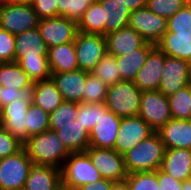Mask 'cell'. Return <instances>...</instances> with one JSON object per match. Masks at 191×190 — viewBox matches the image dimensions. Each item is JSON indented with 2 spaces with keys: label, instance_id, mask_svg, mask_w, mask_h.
Instances as JSON below:
<instances>
[{
  "label": "cell",
  "instance_id": "obj_1",
  "mask_svg": "<svg viewBox=\"0 0 191 190\" xmlns=\"http://www.w3.org/2000/svg\"><path fill=\"white\" fill-rule=\"evenodd\" d=\"M23 148L34 165L52 166L59 169L71 154L57 132L51 129L30 136L23 143Z\"/></svg>",
  "mask_w": 191,
  "mask_h": 190
},
{
  "label": "cell",
  "instance_id": "obj_2",
  "mask_svg": "<svg viewBox=\"0 0 191 190\" xmlns=\"http://www.w3.org/2000/svg\"><path fill=\"white\" fill-rule=\"evenodd\" d=\"M165 150L166 148L156 132L141 141L133 149L123 154L128 175L137 172H153L160 169Z\"/></svg>",
  "mask_w": 191,
  "mask_h": 190
},
{
  "label": "cell",
  "instance_id": "obj_3",
  "mask_svg": "<svg viewBox=\"0 0 191 190\" xmlns=\"http://www.w3.org/2000/svg\"><path fill=\"white\" fill-rule=\"evenodd\" d=\"M63 190L79 187L103 179L86 152L71 153L61 168Z\"/></svg>",
  "mask_w": 191,
  "mask_h": 190
},
{
  "label": "cell",
  "instance_id": "obj_4",
  "mask_svg": "<svg viewBox=\"0 0 191 190\" xmlns=\"http://www.w3.org/2000/svg\"><path fill=\"white\" fill-rule=\"evenodd\" d=\"M142 91L133 81L122 80L107 88L105 105L118 117L137 116L140 109Z\"/></svg>",
  "mask_w": 191,
  "mask_h": 190
},
{
  "label": "cell",
  "instance_id": "obj_5",
  "mask_svg": "<svg viewBox=\"0 0 191 190\" xmlns=\"http://www.w3.org/2000/svg\"><path fill=\"white\" fill-rule=\"evenodd\" d=\"M33 166L24 148L4 159H0V190L24 188Z\"/></svg>",
  "mask_w": 191,
  "mask_h": 190
},
{
  "label": "cell",
  "instance_id": "obj_6",
  "mask_svg": "<svg viewBox=\"0 0 191 190\" xmlns=\"http://www.w3.org/2000/svg\"><path fill=\"white\" fill-rule=\"evenodd\" d=\"M39 18L31 4L3 3L0 5V27L18 35L38 27Z\"/></svg>",
  "mask_w": 191,
  "mask_h": 190
},
{
  "label": "cell",
  "instance_id": "obj_7",
  "mask_svg": "<svg viewBox=\"0 0 191 190\" xmlns=\"http://www.w3.org/2000/svg\"><path fill=\"white\" fill-rule=\"evenodd\" d=\"M74 47L79 69L89 73L107 54L106 38L100 34L78 31L74 40Z\"/></svg>",
  "mask_w": 191,
  "mask_h": 190
},
{
  "label": "cell",
  "instance_id": "obj_8",
  "mask_svg": "<svg viewBox=\"0 0 191 190\" xmlns=\"http://www.w3.org/2000/svg\"><path fill=\"white\" fill-rule=\"evenodd\" d=\"M138 116L157 131L172 119L168 97L159 90L143 91Z\"/></svg>",
  "mask_w": 191,
  "mask_h": 190
},
{
  "label": "cell",
  "instance_id": "obj_9",
  "mask_svg": "<svg viewBox=\"0 0 191 190\" xmlns=\"http://www.w3.org/2000/svg\"><path fill=\"white\" fill-rule=\"evenodd\" d=\"M85 152L89 155L93 166L99 171L102 178L114 182L127 178L128 173L123 155L115 149L89 147Z\"/></svg>",
  "mask_w": 191,
  "mask_h": 190
},
{
  "label": "cell",
  "instance_id": "obj_10",
  "mask_svg": "<svg viewBox=\"0 0 191 190\" xmlns=\"http://www.w3.org/2000/svg\"><path fill=\"white\" fill-rule=\"evenodd\" d=\"M156 131L138 115L121 119L114 149L121 155L133 149Z\"/></svg>",
  "mask_w": 191,
  "mask_h": 190
},
{
  "label": "cell",
  "instance_id": "obj_11",
  "mask_svg": "<svg viewBox=\"0 0 191 190\" xmlns=\"http://www.w3.org/2000/svg\"><path fill=\"white\" fill-rule=\"evenodd\" d=\"M128 26L147 42L157 44L167 32V19L153 13L148 7L131 11Z\"/></svg>",
  "mask_w": 191,
  "mask_h": 190
},
{
  "label": "cell",
  "instance_id": "obj_12",
  "mask_svg": "<svg viewBox=\"0 0 191 190\" xmlns=\"http://www.w3.org/2000/svg\"><path fill=\"white\" fill-rule=\"evenodd\" d=\"M38 28L48 48L74 42L78 33L77 22L63 16L39 19Z\"/></svg>",
  "mask_w": 191,
  "mask_h": 190
},
{
  "label": "cell",
  "instance_id": "obj_13",
  "mask_svg": "<svg viewBox=\"0 0 191 190\" xmlns=\"http://www.w3.org/2000/svg\"><path fill=\"white\" fill-rule=\"evenodd\" d=\"M159 91L167 97L191 84V62L166 55Z\"/></svg>",
  "mask_w": 191,
  "mask_h": 190
},
{
  "label": "cell",
  "instance_id": "obj_14",
  "mask_svg": "<svg viewBox=\"0 0 191 190\" xmlns=\"http://www.w3.org/2000/svg\"><path fill=\"white\" fill-rule=\"evenodd\" d=\"M121 119L100 103V119L89 132L90 147L114 149Z\"/></svg>",
  "mask_w": 191,
  "mask_h": 190
},
{
  "label": "cell",
  "instance_id": "obj_15",
  "mask_svg": "<svg viewBox=\"0 0 191 190\" xmlns=\"http://www.w3.org/2000/svg\"><path fill=\"white\" fill-rule=\"evenodd\" d=\"M31 103V101L18 99L0 109V126L9 131L21 143H24L30 137L25 126V115Z\"/></svg>",
  "mask_w": 191,
  "mask_h": 190
},
{
  "label": "cell",
  "instance_id": "obj_16",
  "mask_svg": "<svg viewBox=\"0 0 191 190\" xmlns=\"http://www.w3.org/2000/svg\"><path fill=\"white\" fill-rule=\"evenodd\" d=\"M165 58L166 54L157 46L149 53L146 62L133 80L142 92L159 89Z\"/></svg>",
  "mask_w": 191,
  "mask_h": 190
},
{
  "label": "cell",
  "instance_id": "obj_17",
  "mask_svg": "<svg viewBox=\"0 0 191 190\" xmlns=\"http://www.w3.org/2000/svg\"><path fill=\"white\" fill-rule=\"evenodd\" d=\"M156 133L166 149H191V120H168Z\"/></svg>",
  "mask_w": 191,
  "mask_h": 190
},
{
  "label": "cell",
  "instance_id": "obj_18",
  "mask_svg": "<svg viewBox=\"0 0 191 190\" xmlns=\"http://www.w3.org/2000/svg\"><path fill=\"white\" fill-rule=\"evenodd\" d=\"M89 72L80 69L62 73H52L51 78L64 101L82 103L83 89Z\"/></svg>",
  "mask_w": 191,
  "mask_h": 190
},
{
  "label": "cell",
  "instance_id": "obj_19",
  "mask_svg": "<svg viewBox=\"0 0 191 190\" xmlns=\"http://www.w3.org/2000/svg\"><path fill=\"white\" fill-rule=\"evenodd\" d=\"M107 53L122 56L143 46L147 41L133 28L126 26L105 36Z\"/></svg>",
  "mask_w": 191,
  "mask_h": 190
},
{
  "label": "cell",
  "instance_id": "obj_20",
  "mask_svg": "<svg viewBox=\"0 0 191 190\" xmlns=\"http://www.w3.org/2000/svg\"><path fill=\"white\" fill-rule=\"evenodd\" d=\"M38 56H48V47L38 27L15 35L14 62L18 63L22 58H38Z\"/></svg>",
  "mask_w": 191,
  "mask_h": 190
},
{
  "label": "cell",
  "instance_id": "obj_21",
  "mask_svg": "<svg viewBox=\"0 0 191 190\" xmlns=\"http://www.w3.org/2000/svg\"><path fill=\"white\" fill-rule=\"evenodd\" d=\"M49 129L57 132L70 153L85 152L90 147L89 131L77 119L63 126H49Z\"/></svg>",
  "mask_w": 191,
  "mask_h": 190
},
{
  "label": "cell",
  "instance_id": "obj_22",
  "mask_svg": "<svg viewBox=\"0 0 191 190\" xmlns=\"http://www.w3.org/2000/svg\"><path fill=\"white\" fill-rule=\"evenodd\" d=\"M24 188L26 190H63L61 169L33 164Z\"/></svg>",
  "mask_w": 191,
  "mask_h": 190
},
{
  "label": "cell",
  "instance_id": "obj_23",
  "mask_svg": "<svg viewBox=\"0 0 191 190\" xmlns=\"http://www.w3.org/2000/svg\"><path fill=\"white\" fill-rule=\"evenodd\" d=\"M161 169L174 179H191V149H166Z\"/></svg>",
  "mask_w": 191,
  "mask_h": 190
},
{
  "label": "cell",
  "instance_id": "obj_24",
  "mask_svg": "<svg viewBox=\"0 0 191 190\" xmlns=\"http://www.w3.org/2000/svg\"><path fill=\"white\" fill-rule=\"evenodd\" d=\"M155 47V44L146 42L138 49L122 56H116L117 68L119 70L121 80L133 81L139 69L146 62L149 53Z\"/></svg>",
  "mask_w": 191,
  "mask_h": 190
},
{
  "label": "cell",
  "instance_id": "obj_25",
  "mask_svg": "<svg viewBox=\"0 0 191 190\" xmlns=\"http://www.w3.org/2000/svg\"><path fill=\"white\" fill-rule=\"evenodd\" d=\"M156 46L167 56L191 62V33L166 32Z\"/></svg>",
  "mask_w": 191,
  "mask_h": 190
},
{
  "label": "cell",
  "instance_id": "obj_26",
  "mask_svg": "<svg viewBox=\"0 0 191 190\" xmlns=\"http://www.w3.org/2000/svg\"><path fill=\"white\" fill-rule=\"evenodd\" d=\"M48 60L52 73L78 70L74 42L48 48Z\"/></svg>",
  "mask_w": 191,
  "mask_h": 190
},
{
  "label": "cell",
  "instance_id": "obj_27",
  "mask_svg": "<svg viewBox=\"0 0 191 190\" xmlns=\"http://www.w3.org/2000/svg\"><path fill=\"white\" fill-rule=\"evenodd\" d=\"M63 98L52 78L35 81L33 104L47 113H52L62 102Z\"/></svg>",
  "mask_w": 191,
  "mask_h": 190
},
{
  "label": "cell",
  "instance_id": "obj_28",
  "mask_svg": "<svg viewBox=\"0 0 191 190\" xmlns=\"http://www.w3.org/2000/svg\"><path fill=\"white\" fill-rule=\"evenodd\" d=\"M105 10V36L128 26L131 10L118 0H99Z\"/></svg>",
  "mask_w": 191,
  "mask_h": 190
},
{
  "label": "cell",
  "instance_id": "obj_29",
  "mask_svg": "<svg viewBox=\"0 0 191 190\" xmlns=\"http://www.w3.org/2000/svg\"><path fill=\"white\" fill-rule=\"evenodd\" d=\"M105 10L99 0H95L78 21V31L105 36Z\"/></svg>",
  "mask_w": 191,
  "mask_h": 190
},
{
  "label": "cell",
  "instance_id": "obj_30",
  "mask_svg": "<svg viewBox=\"0 0 191 190\" xmlns=\"http://www.w3.org/2000/svg\"><path fill=\"white\" fill-rule=\"evenodd\" d=\"M32 83L33 81L17 62L0 63V84L3 87L20 90Z\"/></svg>",
  "mask_w": 191,
  "mask_h": 190
},
{
  "label": "cell",
  "instance_id": "obj_31",
  "mask_svg": "<svg viewBox=\"0 0 191 190\" xmlns=\"http://www.w3.org/2000/svg\"><path fill=\"white\" fill-rule=\"evenodd\" d=\"M174 119L191 120V84L168 96Z\"/></svg>",
  "mask_w": 191,
  "mask_h": 190
},
{
  "label": "cell",
  "instance_id": "obj_32",
  "mask_svg": "<svg viewBox=\"0 0 191 190\" xmlns=\"http://www.w3.org/2000/svg\"><path fill=\"white\" fill-rule=\"evenodd\" d=\"M91 73L104 82L107 87L122 81L117 68L116 56L108 53L96 64Z\"/></svg>",
  "mask_w": 191,
  "mask_h": 190
},
{
  "label": "cell",
  "instance_id": "obj_33",
  "mask_svg": "<svg viewBox=\"0 0 191 190\" xmlns=\"http://www.w3.org/2000/svg\"><path fill=\"white\" fill-rule=\"evenodd\" d=\"M18 65L28 74L29 78L41 81L51 78V68L48 56H38V58H22Z\"/></svg>",
  "mask_w": 191,
  "mask_h": 190
},
{
  "label": "cell",
  "instance_id": "obj_34",
  "mask_svg": "<svg viewBox=\"0 0 191 190\" xmlns=\"http://www.w3.org/2000/svg\"><path fill=\"white\" fill-rule=\"evenodd\" d=\"M107 86L92 73L87 74L85 89H83L82 103H104L106 99Z\"/></svg>",
  "mask_w": 191,
  "mask_h": 190
},
{
  "label": "cell",
  "instance_id": "obj_35",
  "mask_svg": "<svg viewBox=\"0 0 191 190\" xmlns=\"http://www.w3.org/2000/svg\"><path fill=\"white\" fill-rule=\"evenodd\" d=\"M26 129L30 136L49 129V113L31 103L26 113Z\"/></svg>",
  "mask_w": 191,
  "mask_h": 190
},
{
  "label": "cell",
  "instance_id": "obj_36",
  "mask_svg": "<svg viewBox=\"0 0 191 190\" xmlns=\"http://www.w3.org/2000/svg\"><path fill=\"white\" fill-rule=\"evenodd\" d=\"M78 103L63 101L49 114V126H63L77 119Z\"/></svg>",
  "mask_w": 191,
  "mask_h": 190
},
{
  "label": "cell",
  "instance_id": "obj_37",
  "mask_svg": "<svg viewBox=\"0 0 191 190\" xmlns=\"http://www.w3.org/2000/svg\"><path fill=\"white\" fill-rule=\"evenodd\" d=\"M167 32L191 33V1L167 19Z\"/></svg>",
  "mask_w": 191,
  "mask_h": 190
},
{
  "label": "cell",
  "instance_id": "obj_38",
  "mask_svg": "<svg viewBox=\"0 0 191 190\" xmlns=\"http://www.w3.org/2000/svg\"><path fill=\"white\" fill-rule=\"evenodd\" d=\"M125 180L130 190H159L157 171L132 173Z\"/></svg>",
  "mask_w": 191,
  "mask_h": 190
},
{
  "label": "cell",
  "instance_id": "obj_39",
  "mask_svg": "<svg viewBox=\"0 0 191 190\" xmlns=\"http://www.w3.org/2000/svg\"><path fill=\"white\" fill-rule=\"evenodd\" d=\"M191 0H147V7L155 14L169 19Z\"/></svg>",
  "mask_w": 191,
  "mask_h": 190
},
{
  "label": "cell",
  "instance_id": "obj_40",
  "mask_svg": "<svg viewBox=\"0 0 191 190\" xmlns=\"http://www.w3.org/2000/svg\"><path fill=\"white\" fill-rule=\"evenodd\" d=\"M100 119V103H78L77 120L89 132Z\"/></svg>",
  "mask_w": 191,
  "mask_h": 190
},
{
  "label": "cell",
  "instance_id": "obj_41",
  "mask_svg": "<svg viewBox=\"0 0 191 190\" xmlns=\"http://www.w3.org/2000/svg\"><path fill=\"white\" fill-rule=\"evenodd\" d=\"M1 92L2 96L0 97V109L14 100L17 101L18 99L33 102L34 82L20 90L12 87H3Z\"/></svg>",
  "mask_w": 191,
  "mask_h": 190
},
{
  "label": "cell",
  "instance_id": "obj_42",
  "mask_svg": "<svg viewBox=\"0 0 191 190\" xmlns=\"http://www.w3.org/2000/svg\"><path fill=\"white\" fill-rule=\"evenodd\" d=\"M22 148L23 143L0 126V159L13 155Z\"/></svg>",
  "mask_w": 191,
  "mask_h": 190
},
{
  "label": "cell",
  "instance_id": "obj_43",
  "mask_svg": "<svg viewBox=\"0 0 191 190\" xmlns=\"http://www.w3.org/2000/svg\"><path fill=\"white\" fill-rule=\"evenodd\" d=\"M15 36L0 27V63L14 62Z\"/></svg>",
  "mask_w": 191,
  "mask_h": 190
},
{
  "label": "cell",
  "instance_id": "obj_44",
  "mask_svg": "<svg viewBox=\"0 0 191 190\" xmlns=\"http://www.w3.org/2000/svg\"><path fill=\"white\" fill-rule=\"evenodd\" d=\"M58 0H32L31 5L39 19L58 16Z\"/></svg>",
  "mask_w": 191,
  "mask_h": 190
},
{
  "label": "cell",
  "instance_id": "obj_45",
  "mask_svg": "<svg viewBox=\"0 0 191 190\" xmlns=\"http://www.w3.org/2000/svg\"><path fill=\"white\" fill-rule=\"evenodd\" d=\"M94 1L95 0H71L70 9L63 17L74 20L78 23L85 11L92 5Z\"/></svg>",
  "mask_w": 191,
  "mask_h": 190
},
{
  "label": "cell",
  "instance_id": "obj_46",
  "mask_svg": "<svg viewBox=\"0 0 191 190\" xmlns=\"http://www.w3.org/2000/svg\"><path fill=\"white\" fill-rule=\"evenodd\" d=\"M159 190H182L183 182L166 174L161 168L157 170Z\"/></svg>",
  "mask_w": 191,
  "mask_h": 190
},
{
  "label": "cell",
  "instance_id": "obj_47",
  "mask_svg": "<svg viewBox=\"0 0 191 190\" xmlns=\"http://www.w3.org/2000/svg\"><path fill=\"white\" fill-rule=\"evenodd\" d=\"M114 181L108 179L97 180L93 183L85 184L77 190H111V185Z\"/></svg>",
  "mask_w": 191,
  "mask_h": 190
},
{
  "label": "cell",
  "instance_id": "obj_48",
  "mask_svg": "<svg viewBox=\"0 0 191 190\" xmlns=\"http://www.w3.org/2000/svg\"><path fill=\"white\" fill-rule=\"evenodd\" d=\"M126 5L131 11L147 7V0H118Z\"/></svg>",
  "mask_w": 191,
  "mask_h": 190
},
{
  "label": "cell",
  "instance_id": "obj_49",
  "mask_svg": "<svg viewBox=\"0 0 191 190\" xmlns=\"http://www.w3.org/2000/svg\"><path fill=\"white\" fill-rule=\"evenodd\" d=\"M71 0H58V16H64L67 11L70 9Z\"/></svg>",
  "mask_w": 191,
  "mask_h": 190
},
{
  "label": "cell",
  "instance_id": "obj_50",
  "mask_svg": "<svg viewBox=\"0 0 191 190\" xmlns=\"http://www.w3.org/2000/svg\"><path fill=\"white\" fill-rule=\"evenodd\" d=\"M111 190H130L126 180L115 181L111 185Z\"/></svg>",
  "mask_w": 191,
  "mask_h": 190
},
{
  "label": "cell",
  "instance_id": "obj_51",
  "mask_svg": "<svg viewBox=\"0 0 191 190\" xmlns=\"http://www.w3.org/2000/svg\"><path fill=\"white\" fill-rule=\"evenodd\" d=\"M182 190H191V179L183 182Z\"/></svg>",
  "mask_w": 191,
  "mask_h": 190
},
{
  "label": "cell",
  "instance_id": "obj_52",
  "mask_svg": "<svg viewBox=\"0 0 191 190\" xmlns=\"http://www.w3.org/2000/svg\"><path fill=\"white\" fill-rule=\"evenodd\" d=\"M32 0H13V3L31 4Z\"/></svg>",
  "mask_w": 191,
  "mask_h": 190
},
{
  "label": "cell",
  "instance_id": "obj_53",
  "mask_svg": "<svg viewBox=\"0 0 191 190\" xmlns=\"http://www.w3.org/2000/svg\"><path fill=\"white\" fill-rule=\"evenodd\" d=\"M0 3H13V0H0Z\"/></svg>",
  "mask_w": 191,
  "mask_h": 190
},
{
  "label": "cell",
  "instance_id": "obj_54",
  "mask_svg": "<svg viewBox=\"0 0 191 190\" xmlns=\"http://www.w3.org/2000/svg\"><path fill=\"white\" fill-rule=\"evenodd\" d=\"M2 88H3V86L0 84V97L2 96Z\"/></svg>",
  "mask_w": 191,
  "mask_h": 190
}]
</instances>
